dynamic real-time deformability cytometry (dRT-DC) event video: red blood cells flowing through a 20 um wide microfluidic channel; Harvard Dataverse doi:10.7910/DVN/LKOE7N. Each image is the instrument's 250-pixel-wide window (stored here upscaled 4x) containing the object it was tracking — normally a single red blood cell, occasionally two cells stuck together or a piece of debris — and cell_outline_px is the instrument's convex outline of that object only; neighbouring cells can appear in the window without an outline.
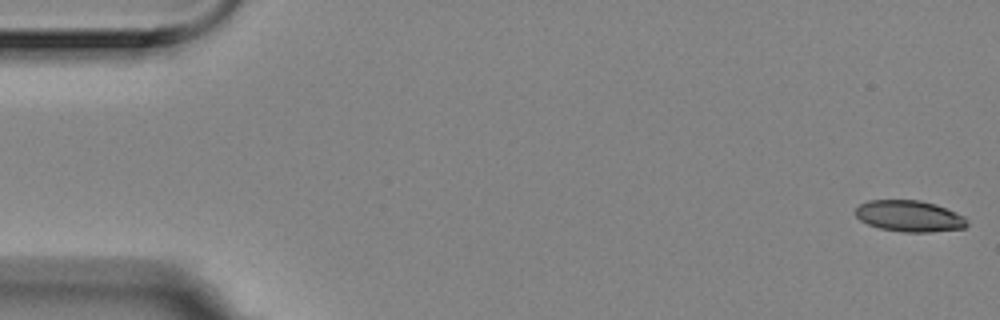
{"species": "Egyptian fruit bat (a non-hibernating species)", "species_latin": "Rousettus aegyptiacus", "temperature_condition": "room temperature", "stored_images_in_passage": 56, "camera_frame_rate_fps": 3000, "um_per_image_px": 0.085, "animal": {"sex": "female"}, "frame": {"image": 1, "passage_image": 1, "time_ms": 0.0, "image_size_px": [1000, 320], "cell_outline_px": [[968, 224], [964, 228], [932, 232], [904, 232], [880, 228], [868, 224], [860, 220], [852, 212], [860, 204], [868, 200], [920, 200], [936, 204], [956, 212], [964, 216], [968, 220]], "centroid_in_image_um": [77.29, 18.36], "position_along_channel_um": 7.7, "area_um2": 20.52}}
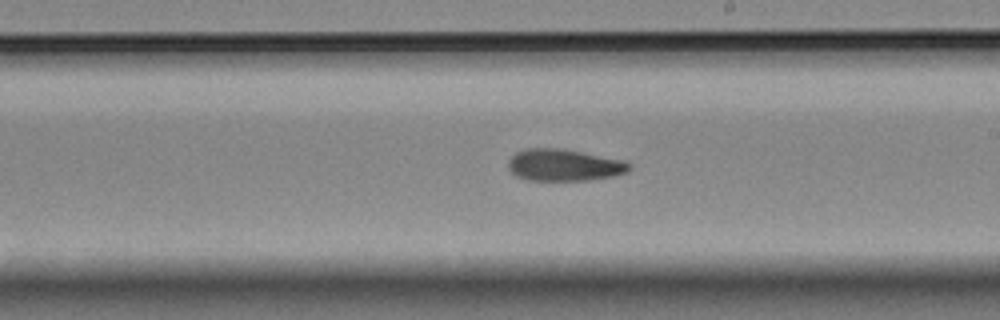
{"frame": {"image": 2, "passage_image": 32, "time_ms": 10.333, "image_size_px": [1000, 320], "cell_outline_px": [[632, 168], [628, 172], [612, 176], [588, 180], [528, 180], [516, 176], [508, 168], [508, 160], [516, 152], [528, 148], [560, 148], [624, 160], [632, 164]], "centroid_in_image_um": [47.96, 14.03], "position_along_channel_um": 241.0, "area_um2": 22.48}}
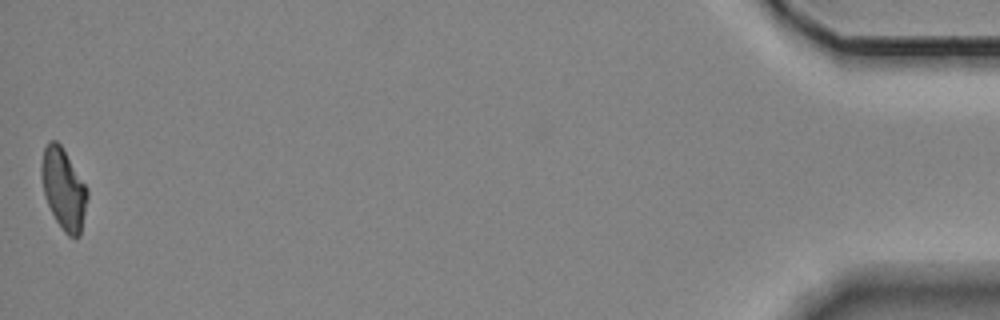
{"frame": {"image": 3, "passage_image": 56, "time_ms": 18.333, "image_size_px": [1000, 320], "cell_outline_px": [[88, 196], [80, 236], [68, 236], [64, 232], [56, 220], [44, 196], [40, 176], [40, 164], [44, 148], [48, 140], [56, 140], [60, 144], [88, 188]], "centroid_in_image_um": [5.38, 16.03], "position_along_channel_um": 429.8, "area_um2": 21.73}, "authors_computed_cell_mechanics": {"area_um2": 22.2819, "velocity_mm_per_s": 3.5388, "shape_relaxation_time_tau1_ms": 7.9812, "shape_relaxation_time_tau2_ms": 7.516, "deformation_change_tau1": 0.1858, "deformation_change_tau2": 0.1471}}